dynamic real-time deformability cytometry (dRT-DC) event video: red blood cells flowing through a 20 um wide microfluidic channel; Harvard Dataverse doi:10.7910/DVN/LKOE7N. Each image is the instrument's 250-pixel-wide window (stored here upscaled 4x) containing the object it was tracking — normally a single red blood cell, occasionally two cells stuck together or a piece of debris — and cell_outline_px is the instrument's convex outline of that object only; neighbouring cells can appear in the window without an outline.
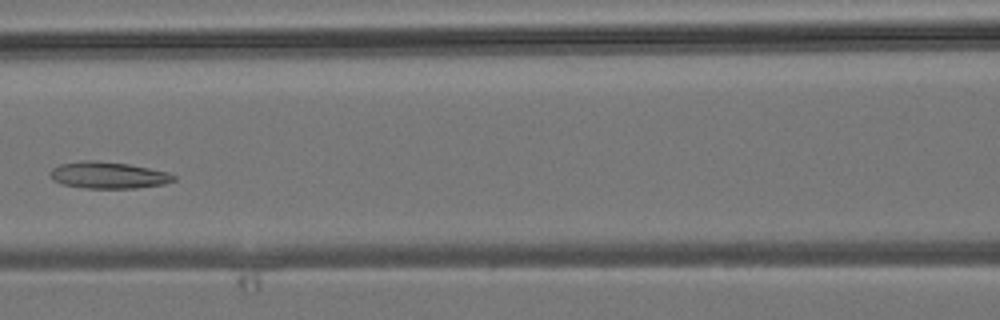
{"species": "common noctule bat (a hibernating species)", "species_latin": "Nyctalus noctula", "temperature_condition": "room temperature", "stored_images_in_passage": 5, "camera_frame_rate_fps": 3000, "um_per_image_px": 0.085, "animal": {"sex": "male", "body_mass_g": 19.2, "forearm_length_mm": 51.8}, "frame": {"image": 1, "passage_image": 5, "time_ms": 4.667, "image_size_px": [1000, 320], "cell_outline_px": [[176, 180], [164, 184], [136, 188], [88, 188], [60, 184], [52, 180], [48, 172], [52, 168], [60, 164], [84, 160], [96, 160], [128, 164], [168, 172], [176, 176]], "centroid_in_image_um": [9.17, 14.89], "position_along_channel_um": 157.4, "area_um2": 19.31}}